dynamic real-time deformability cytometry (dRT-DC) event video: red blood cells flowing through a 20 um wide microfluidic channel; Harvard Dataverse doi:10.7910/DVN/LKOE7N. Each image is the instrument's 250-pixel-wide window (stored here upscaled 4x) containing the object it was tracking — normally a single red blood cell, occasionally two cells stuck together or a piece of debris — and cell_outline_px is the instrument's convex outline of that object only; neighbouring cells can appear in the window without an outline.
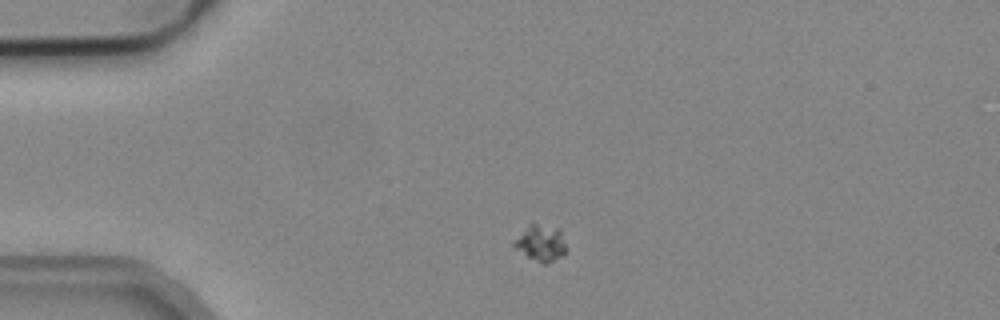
{"species": "common noctule bat (a hibernating species)", "species_latin": "Nyctalus noctula", "temperature_condition": "cold", "stored_images_in_passage": 3, "camera_frame_rate_fps": 3000, "um_per_image_px": 0.085, "animal": {"sex": "male", "body_mass_g": 19.2, "forearm_length_mm": 51.8}, "frame": {"image": 1, "passage_image": 2, "time_ms": 0.333, "image_size_px": [1000, 320], "cell_outline_px": [[564, 252], [560, 256], [548, 264], [544, 264], [528, 256], [516, 248], [512, 244], [528, 224], [536, 224], [560, 228], [564, 244]], "centroid_in_image_um": [45.97, 20.64], "position_along_channel_um": 39.0, "area_um2": 10.52}}